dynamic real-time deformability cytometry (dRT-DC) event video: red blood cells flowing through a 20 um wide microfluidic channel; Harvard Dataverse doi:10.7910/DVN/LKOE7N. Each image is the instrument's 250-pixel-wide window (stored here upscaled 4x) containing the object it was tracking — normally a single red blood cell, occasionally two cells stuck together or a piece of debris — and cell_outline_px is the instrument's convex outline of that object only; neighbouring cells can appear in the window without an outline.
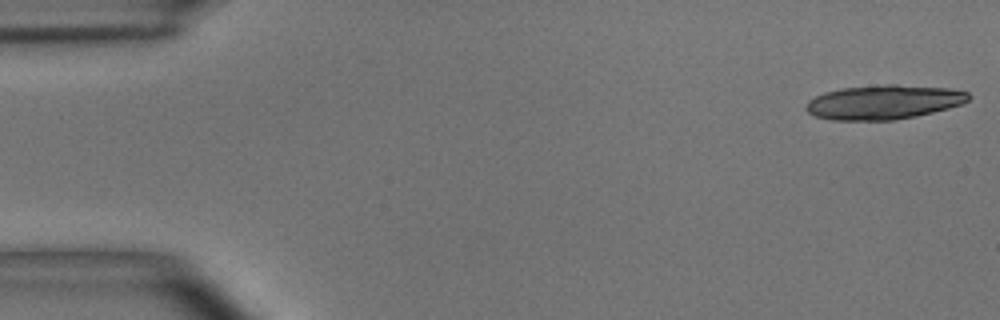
{"species": "common noctule bat (a hibernating species)", "species_latin": "Nyctalus noctula", "temperature_condition": "room temperature", "stored_images_in_passage": 54, "segment_of_instrument_passage": [1, 2], "camera_frame_rate_fps": 3000, "um_per_image_px": 0.085, "animal": {"sex": "male", "body_mass_g": 15.6}, "frame": {"image": 1, "passage_image": 1, "time_ms": 0.0, "image_size_px": [1000, 320], "cell_outline_px": [[968, 100], [960, 104], [948, 108], [916, 116], [892, 120], [832, 120], [816, 116], [808, 112], [804, 108], [808, 100], [824, 92], [840, 88], [884, 84], [896, 84], [948, 88], [968, 92]], "centroid_in_image_um": [75.07, 8.67], "position_along_channel_um": 9.9, "area_um2": 32.43}}